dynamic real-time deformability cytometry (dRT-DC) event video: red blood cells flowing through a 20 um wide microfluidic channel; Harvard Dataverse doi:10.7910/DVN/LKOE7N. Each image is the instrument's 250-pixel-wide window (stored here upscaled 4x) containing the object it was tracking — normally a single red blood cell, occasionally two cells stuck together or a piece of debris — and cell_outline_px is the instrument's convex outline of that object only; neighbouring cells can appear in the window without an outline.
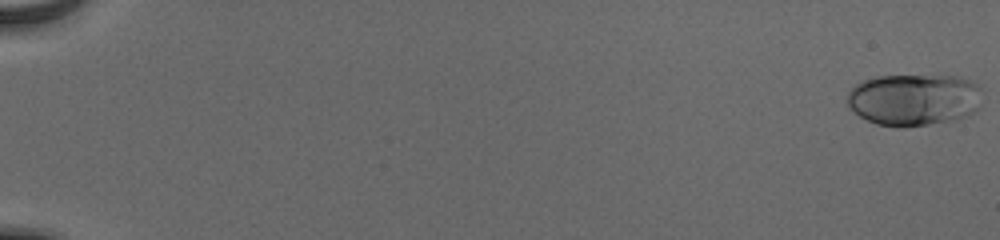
{"species": "human", "species_latin": "Homo sapiens", "temperature_condition": "cold", "stored_images_in_passage": 55, "camera_frame_rate_fps": 3000, "um_per_image_px": 0.085, "donor": {"sex": "male"}, "frame": {"image": 1, "passage_image": 1, "time_ms": 0.0, "image_size_px": [1000, 240], "cell_outline_px": [[980, 88], [976, 112], [968, 116], [952, 120], [904, 128], [900, 128], [876, 124], [860, 116], [848, 108], [848, 92], [856, 84], [864, 80], [880, 76], [956, 76], [968, 80], [976, 84]], "centroid_in_image_um": [77.65, 8.48], "position_along_channel_um": 7.4, "area_um2": 40.69}}
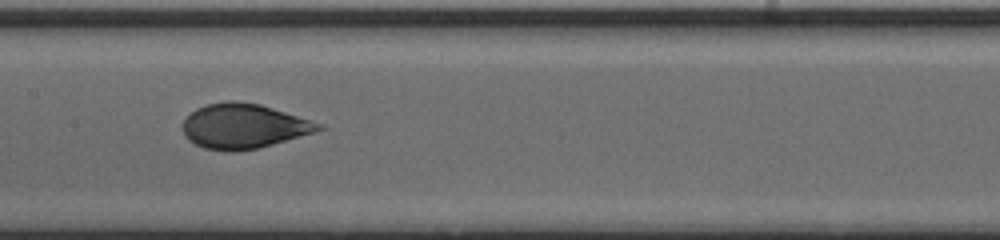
{"frame": {"image": 2, "passage_image": 31, "time_ms": 10.0, "image_size_px": [1000, 240], "cell_outline_px": [[324, 128], [312, 132], [272, 144], [256, 148], [236, 152], [228, 152], [204, 148], [188, 140], [184, 136], [184, 120], [196, 108], [204, 104], [224, 100], [236, 100], [260, 104], [324, 124]], "centroid_in_image_um": [20.67, 10.71], "position_along_channel_um": 186.7, "area_um2": 35.32}}
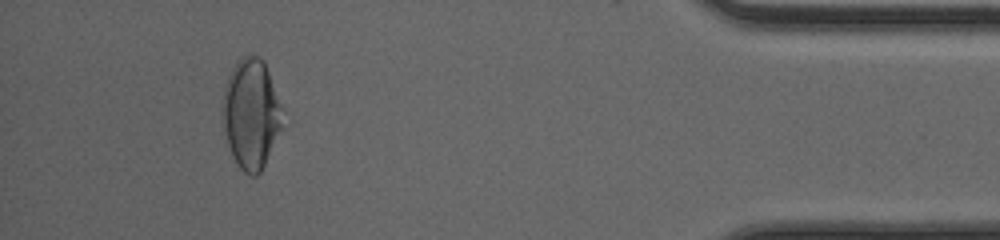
{"frame": {"image": 3, "passage_image": 52, "time_ms": 17.0, "image_size_px": [1000, 240], "cell_outline_px": [[284, 128], [260, 172], [256, 176], [248, 176], [240, 168], [232, 156], [228, 144], [220, 116], [224, 88], [228, 76], [236, 60], [248, 52], [260, 56], [264, 60], [284, 108]], "centroid_in_image_um": [21.37, 9.64], "position_along_channel_um": 413.8, "area_um2": 39.77}, "authors_computed_cell_mechanics": {"area_um2": 36.8186, "velocity_mm_per_s": 3.9226, "shape_relaxation_time_tau1_ms": 4.768, "shape_relaxation_time_tau2_ms": null, "deformation_change_tau1": 0.1869, "deformation_change_tau2": null}}